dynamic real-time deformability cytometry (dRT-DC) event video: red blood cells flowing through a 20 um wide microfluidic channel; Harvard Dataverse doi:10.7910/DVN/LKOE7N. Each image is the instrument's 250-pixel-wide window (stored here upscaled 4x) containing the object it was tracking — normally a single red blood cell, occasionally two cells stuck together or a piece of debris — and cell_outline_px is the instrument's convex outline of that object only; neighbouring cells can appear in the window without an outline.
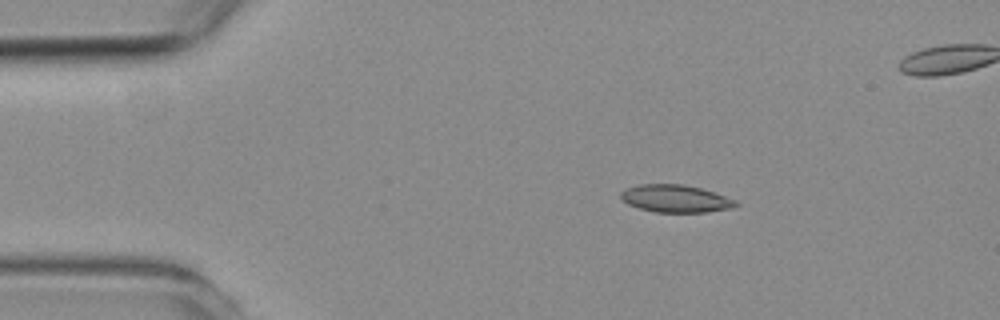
{"species": "common noctule bat (a hibernating species)", "species_latin": "Nyctalus noctula", "temperature_condition": "room temperature", "stored_images_in_passage": 4, "camera_frame_rate_fps": 3000, "um_per_image_px": 0.085, "animal": {"sex": "female", "body_mass_g": 19.3, "forearm_length_mm": 54.1}, "frame": {"image": 1, "passage_image": 2, "time_ms": 1.0, "image_size_px": [1000, 320], "cell_outline_px": [[740, 204], [732, 208], [708, 212], [656, 212], [640, 208], [628, 204], [620, 196], [620, 192], [628, 188], [640, 184], [684, 184], [700, 188], [736, 200]], "centroid_in_image_um": [57.44, 16.88], "position_along_channel_um": 27.6, "area_um2": 18.26}}